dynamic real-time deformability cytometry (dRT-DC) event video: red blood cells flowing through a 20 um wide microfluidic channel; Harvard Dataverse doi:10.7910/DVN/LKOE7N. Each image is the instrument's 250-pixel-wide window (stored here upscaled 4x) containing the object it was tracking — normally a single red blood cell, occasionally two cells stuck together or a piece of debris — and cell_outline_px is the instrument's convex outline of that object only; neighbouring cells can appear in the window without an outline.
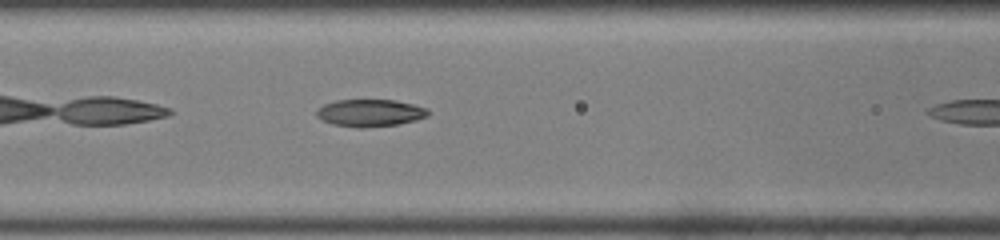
{"species": "common noctule bat (a hibernating species)", "species_latin": "Nyctalus noctula", "temperature_condition": "room temperature", "stored_images_in_passage": 11, "camera_frame_rate_fps": 3000, "um_per_image_px": 0.085, "animal": {"sex": "male", "body_mass_g": 19.0, "forearm_length_mm": 50.8}, "frame": {"image": 1, "passage_image": 10, "time_ms": 3.0, "image_size_px": [1000, 240], "cell_outline_px": [[428, 116], [416, 120], [396, 124], [360, 128], [332, 124], [316, 116], [316, 108], [324, 104], [336, 100], [396, 100], [428, 108]], "centroid_in_image_um": [31.43, 9.59], "position_along_channel_um": 135.2, "area_um2": 17.63}}